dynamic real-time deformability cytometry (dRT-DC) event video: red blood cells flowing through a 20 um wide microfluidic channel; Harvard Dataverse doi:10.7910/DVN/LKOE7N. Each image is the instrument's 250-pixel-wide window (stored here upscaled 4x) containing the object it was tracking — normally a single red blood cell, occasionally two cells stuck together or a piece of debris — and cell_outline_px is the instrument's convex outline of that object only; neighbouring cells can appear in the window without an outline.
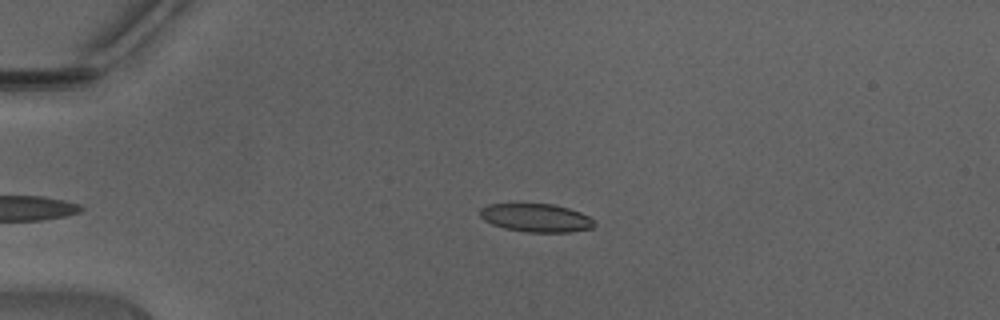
{"species": "Egyptian fruit bat (a non-hibernating species)", "species_latin": "Rousettus aegyptiacus", "temperature_condition": "warm", "stored_images_in_passage": 33, "camera_frame_rate_fps": 3000, "um_per_image_px": 0.085, "animal": {"sex": "male"}, "frame": {"image": 1, "passage_image": 3, "time_ms": 0.667, "image_size_px": [1000, 320], "cell_outline_px": [[596, 224], [592, 228], [568, 232], [524, 232], [504, 228], [492, 224], [484, 220], [480, 216], [480, 208], [488, 204], [552, 204], [568, 208], [580, 212], [596, 220]], "centroid_in_image_um": [45.58, 18.52], "position_along_channel_um": 39.4, "area_um2": 18.9}}
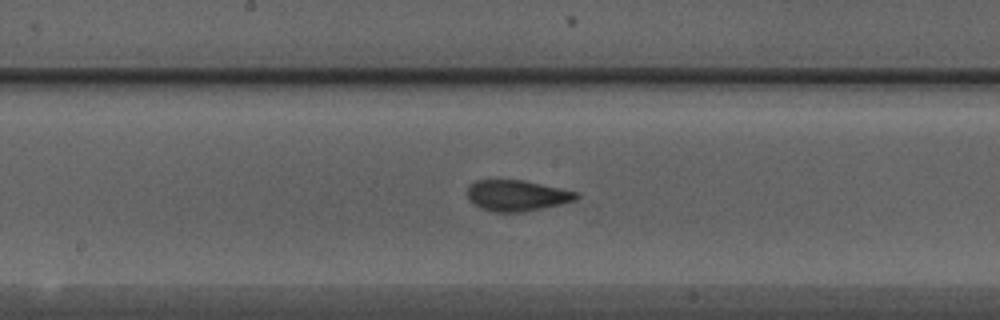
{"frame": {"image": 2, "passage_image": 17, "time_ms": 5.333, "image_size_px": [1000, 320], "cell_outline_px": [[580, 196], [576, 200], [560, 204], [524, 212], [496, 212], [484, 208], [476, 204], [468, 196], [468, 188], [476, 180], [524, 180], [580, 192]], "centroid_in_image_um": [44.02, 16.61], "position_along_channel_um": 204.2, "area_um2": 19.42}}
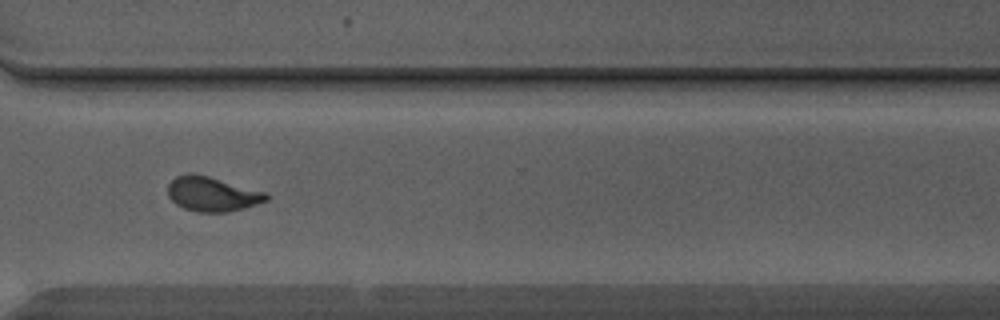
{"frame": {"image": 3, "passage_image": 27, "time_ms": 8.667, "image_size_px": [1000, 320], "cell_outline_px": [[272, 196], [268, 200], [244, 208], [228, 212], [196, 212], [184, 208], [176, 204], [168, 196], [168, 184], [176, 176], [188, 172], [192, 172], [208, 176], [268, 192]], "centroid_in_image_um": [18.06, 16.48], "position_along_channel_um": 352.5, "area_um2": 20.11}, "authors_computed_cell_mechanics": {"area_um2": 19.652, "velocity_mm_per_s": 4.4603, "shape_relaxation_time_tau1_ms": 4.7296, "shape_relaxation_time_tau2_ms": 1.0045, "deformation_change_tau1": 0.1639, "deformation_change_tau2": 0.0653}}